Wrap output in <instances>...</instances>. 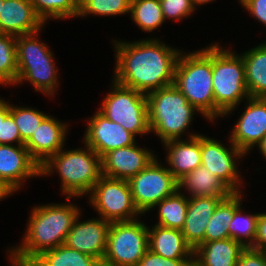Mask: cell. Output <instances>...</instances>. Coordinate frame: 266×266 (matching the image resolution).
Returning a JSON list of instances; mask_svg holds the SVG:
<instances>
[{
  "mask_svg": "<svg viewBox=\"0 0 266 266\" xmlns=\"http://www.w3.org/2000/svg\"><path fill=\"white\" fill-rule=\"evenodd\" d=\"M246 247L231 239L205 242L194 249L198 255L193 266H237L241 253Z\"/></svg>",
  "mask_w": 266,
  "mask_h": 266,
  "instance_id": "cell-23",
  "label": "cell"
},
{
  "mask_svg": "<svg viewBox=\"0 0 266 266\" xmlns=\"http://www.w3.org/2000/svg\"><path fill=\"white\" fill-rule=\"evenodd\" d=\"M237 266H266V252L246 248L241 253Z\"/></svg>",
  "mask_w": 266,
  "mask_h": 266,
  "instance_id": "cell-38",
  "label": "cell"
},
{
  "mask_svg": "<svg viewBox=\"0 0 266 266\" xmlns=\"http://www.w3.org/2000/svg\"><path fill=\"white\" fill-rule=\"evenodd\" d=\"M153 159L152 153L135 144L113 149L101 157L102 175L128 181Z\"/></svg>",
  "mask_w": 266,
  "mask_h": 266,
  "instance_id": "cell-16",
  "label": "cell"
},
{
  "mask_svg": "<svg viewBox=\"0 0 266 266\" xmlns=\"http://www.w3.org/2000/svg\"><path fill=\"white\" fill-rule=\"evenodd\" d=\"M37 33L16 36L17 55V82L23 79L29 80L36 91L40 90L47 94L54 91L56 83V69L44 43L36 40Z\"/></svg>",
  "mask_w": 266,
  "mask_h": 266,
  "instance_id": "cell-7",
  "label": "cell"
},
{
  "mask_svg": "<svg viewBox=\"0 0 266 266\" xmlns=\"http://www.w3.org/2000/svg\"><path fill=\"white\" fill-rule=\"evenodd\" d=\"M258 145L262 154L266 157V135L261 139Z\"/></svg>",
  "mask_w": 266,
  "mask_h": 266,
  "instance_id": "cell-42",
  "label": "cell"
},
{
  "mask_svg": "<svg viewBox=\"0 0 266 266\" xmlns=\"http://www.w3.org/2000/svg\"><path fill=\"white\" fill-rule=\"evenodd\" d=\"M78 214V208L73 205L34 208L24 243L12 252L14 266H28L44 251L64 244Z\"/></svg>",
  "mask_w": 266,
  "mask_h": 266,
  "instance_id": "cell-2",
  "label": "cell"
},
{
  "mask_svg": "<svg viewBox=\"0 0 266 266\" xmlns=\"http://www.w3.org/2000/svg\"><path fill=\"white\" fill-rule=\"evenodd\" d=\"M28 266H101V263L91 255L62 244L44 251Z\"/></svg>",
  "mask_w": 266,
  "mask_h": 266,
  "instance_id": "cell-27",
  "label": "cell"
},
{
  "mask_svg": "<svg viewBox=\"0 0 266 266\" xmlns=\"http://www.w3.org/2000/svg\"><path fill=\"white\" fill-rule=\"evenodd\" d=\"M13 141H16L18 145H25L13 116L9 114L6 118H0V144L8 145Z\"/></svg>",
  "mask_w": 266,
  "mask_h": 266,
  "instance_id": "cell-37",
  "label": "cell"
},
{
  "mask_svg": "<svg viewBox=\"0 0 266 266\" xmlns=\"http://www.w3.org/2000/svg\"><path fill=\"white\" fill-rule=\"evenodd\" d=\"M34 175H40V166L25 145L0 144V183L10 193L20 187L24 178Z\"/></svg>",
  "mask_w": 266,
  "mask_h": 266,
  "instance_id": "cell-12",
  "label": "cell"
},
{
  "mask_svg": "<svg viewBox=\"0 0 266 266\" xmlns=\"http://www.w3.org/2000/svg\"><path fill=\"white\" fill-rule=\"evenodd\" d=\"M92 192V204L102 218L110 223L135 220L132 215L140 214L127 180L102 175Z\"/></svg>",
  "mask_w": 266,
  "mask_h": 266,
  "instance_id": "cell-11",
  "label": "cell"
},
{
  "mask_svg": "<svg viewBox=\"0 0 266 266\" xmlns=\"http://www.w3.org/2000/svg\"><path fill=\"white\" fill-rule=\"evenodd\" d=\"M164 20L166 18L180 19L192 13L195 6L191 0H160Z\"/></svg>",
  "mask_w": 266,
  "mask_h": 266,
  "instance_id": "cell-35",
  "label": "cell"
},
{
  "mask_svg": "<svg viewBox=\"0 0 266 266\" xmlns=\"http://www.w3.org/2000/svg\"><path fill=\"white\" fill-rule=\"evenodd\" d=\"M131 0H82L78 16L86 13L99 15H117L130 13Z\"/></svg>",
  "mask_w": 266,
  "mask_h": 266,
  "instance_id": "cell-34",
  "label": "cell"
},
{
  "mask_svg": "<svg viewBox=\"0 0 266 266\" xmlns=\"http://www.w3.org/2000/svg\"><path fill=\"white\" fill-rule=\"evenodd\" d=\"M255 244L251 247L254 250L266 252V213L259 214Z\"/></svg>",
  "mask_w": 266,
  "mask_h": 266,
  "instance_id": "cell-39",
  "label": "cell"
},
{
  "mask_svg": "<svg viewBox=\"0 0 266 266\" xmlns=\"http://www.w3.org/2000/svg\"><path fill=\"white\" fill-rule=\"evenodd\" d=\"M86 150H60L40 166L41 175L50 173L56 166L62 179V190L69 194L67 199L92 191L102 176L101 157L89 146Z\"/></svg>",
  "mask_w": 266,
  "mask_h": 266,
  "instance_id": "cell-5",
  "label": "cell"
},
{
  "mask_svg": "<svg viewBox=\"0 0 266 266\" xmlns=\"http://www.w3.org/2000/svg\"><path fill=\"white\" fill-rule=\"evenodd\" d=\"M240 206L235 210L232 221L229 224V238L243 244L246 248H251L256 238L257 222L259 214L241 217ZM249 239V242H243L241 237ZM253 241V242H252Z\"/></svg>",
  "mask_w": 266,
  "mask_h": 266,
  "instance_id": "cell-32",
  "label": "cell"
},
{
  "mask_svg": "<svg viewBox=\"0 0 266 266\" xmlns=\"http://www.w3.org/2000/svg\"><path fill=\"white\" fill-rule=\"evenodd\" d=\"M10 114V105L0 100V118H6Z\"/></svg>",
  "mask_w": 266,
  "mask_h": 266,
  "instance_id": "cell-41",
  "label": "cell"
},
{
  "mask_svg": "<svg viewBox=\"0 0 266 266\" xmlns=\"http://www.w3.org/2000/svg\"><path fill=\"white\" fill-rule=\"evenodd\" d=\"M128 183L134 204L141 214L178 190L177 180L155 158Z\"/></svg>",
  "mask_w": 266,
  "mask_h": 266,
  "instance_id": "cell-10",
  "label": "cell"
},
{
  "mask_svg": "<svg viewBox=\"0 0 266 266\" xmlns=\"http://www.w3.org/2000/svg\"><path fill=\"white\" fill-rule=\"evenodd\" d=\"M10 114L19 129L21 140L26 143L37 130V127L48 116L28 108H15L10 105Z\"/></svg>",
  "mask_w": 266,
  "mask_h": 266,
  "instance_id": "cell-33",
  "label": "cell"
},
{
  "mask_svg": "<svg viewBox=\"0 0 266 266\" xmlns=\"http://www.w3.org/2000/svg\"><path fill=\"white\" fill-rule=\"evenodd\" d=\"M117 43L116 83L142 93L173 84L175 66L181 54L177 50L152 39Z\"/></svg>",
  "mask_w": 266,
  "mask_h": 266,
  "instance_id": "cell-1",
  "label": "cell"
},
{
  "mask_svg": "<svg viewBox=\"0 0 266 266\" xmlns=\"http://www.w3.org/2000/svg\"><path fill=\"white\" fill-rule=\"evenodd\" d=\"M248 100L249 105L233 129L230 139L244 154L251 146L259 144L266 135V98L249 97Z\"/></svg>",
  "mask_w": 266,
  "mask_h": 266,
  "instance_id": "cell-15",
  "label": "cell"
},
{
  "mask_svg": "<svg viewBox=\"0 0 266 266\" xmlns=\"http://www.w3.org/2000/svg\"><path fill=\"white\" fill-rule=\"evenodd\" d=\"M239 194L234 192L218 204L206 227L204 243L229 238V224L235 210L240 206Z\"/></svg>",
  "mask_w": 266,
  "mask_h": 266,
  "instance_id": "cell-26",
  "label": "cell"
},
{
  "mask_svg": "<svg viewBox=\"0 0 266 266\" xmlns=\"http://www.w3.org/2000/svg\"><path fill=\"white\" fill-rule=\"evenodd\" d=\"M148 248L169 259H186L194 255L193 248L186 242L181 230L160 225H155L152 231L148 229Z\"/></svg>",
  "mask_w": 266,
  "mask_h": 266,
  "instance_id": "cell-22",
  "label": "cell"
},
{
  "mask_svg": "<svg viewBox=\"0 0 266 266\" xmlns=\"http://www.w3.org/2000/svg\"><path fill=\"white\" fill-rule=\"evenodd\" d=\"M65 130L64 124L47 116L37 127L32 137L25 143L29 154L39 166L62 149Z\"/></svg>",
  "mask_w": 266,
  "mask_h": 266,
  "instance_id": "cell-20",
  "label": "cell"
},
{
  "mask_svg": "<svg viewBox=\"0 0 266 266\" xmlns=\"http://www.w3.org/2000/svg\"><path fill=\"white\" fill-rule=\"evenodd\" d=\"M8 194H10L9 190L0 183V199L4 198Z\"/></svg>",
  "mask_w": 266,
  "mask_h": 266,
  "instance_id": "cell-43",
  "label": "cell"
},
{
  "mask_svg": "<svg viewBox=\"0 0 266 266\" xmlns=\"http://www.w3.org/2000/svg\"><path fill=\"white\" fill-rule=\"evenodd\" d=\"M4 0H0V9H1V5L3 4Z\"/></svg>",
  "mask_w": 266,
  "mask_h": 266,
  "instance_id": "cell-45",
  "label": "cell"
},
{
  "mask_svg": "<svg viewBox=\"0 0 266 266\" xmlns=\"http://www.w3.org/2000/svg\"><path fill=\"white\" fill-rule=\"evenodd\" d=\"M254 17L266 25V0H240Z\"/></svg>",
  "mask_w": 266,
  "mask_h": 266,
  "instance_id": "cell-40",
  "label": "cell"
},
{
  "mask_svg": "<svg viewBox=\"0 0 266 266\" xmlns=\"http://www.w3.org/2000/svg\"><path fill=\"white\" fill-rule=\"evenodd\" d=\"M148 249V228L143 223L112 222L101 266H137Z\"/></svg>",
  "mask_w": 266,
  "mask_h": 266,
  "instance_id": "cell-8",
  "label": "cell"
},
{
  "mask_svg": "<svg viewBox=\"0 0 266 266\" xmlns=\"http://www.w3.org/2000/svg\"><path fill=\"white\" fill-rule=\"evenodd\" d=\"M86 146L91 147L100 157L107 152L135 142L134 135L120 124L112 122L100 111L91 118L85 135Z\"/></svg>",
  "mask_w": 266,
  "mask_h": 266,
  "instance_id": "cell-13",
  "label": "cell"
},
{
  "mask_svg": "<svg viewBox=\"0 0 266 266\" xmlns=\"http://www.w3.org/2000/svg\"><path fill=\"white\" fill-rule=\"evenodd\" d=\"M212 46V84L215 117L225 115L245 97H250L245 83V64L242 56Z\"/></svg>",
  "mask_w": 266,
  "mask_h": 266,
  "instance_id": "cell-6",
  "label": "cell"
},
{
  "mask_svg": "<svg viewBox=\"0 0 266 266\" xmlns=\"http://www.w3.org/2000/svg\"><path fill=\"white\" fill-rule=\"evenodd\" d=\"M159 223L157 225L181 230L185 224L188 199L178 193V190L171 196L160 201Z\"/></svg>",
  "mask_w": 266,
  "mask_h": 266,
  "instance_id": "cell-28",
  "label": "cell"
},
{
  "mask_svg": "<svg viewBox=\"0 0 266 266\" xmlns=\"http://www.w3.org/2000/svg\"><path fill=\"white\" fill-rule=\"evenodd\" d=\"M114 88L104 100L100 112L133 135L150 132L145 93L124 87L115 81Z\"/></svg>",
  "mask_w": 266,
  "mask_h": 266,
  "instance_id": "cell-9",
  "label": "cell"
},
{
  "mask_svg": "<svg viewBox=\"0 0 266 266\" xmlns=\"http://www.w3.org/2000/svg\"><path fill=\"white\" fill-rule=\"evenodd\" d=\"M193 260L164 258L148 249L137 266H193Z\"/></svg>",
  "mask_w": 266,
  "mask_h": 266,
  "instance_id": "cell-36",
  "label": "cell"
},
{
  "mask_svg": "<svg viewBox=\"0 0 266 266\" xmlns=\"http://www.w3.org/2000/svg\"><path fill=\"white\" fill-rule=\"evenodd\" d=\"M242 59L249 96L266 98V43L246 52Z\"/></svg>",
  "mask_w": 266,
  "mask_h": 266,
  "instance_id": "cell-25",
  "label": "cell"
},
{
  "mask_svg": "<svg viewBox=\"0 0 266 266\" xmlns=\"http://www.w3.org/2000/svg\"><path fill=\"white\" fill-rule=\"evenodd\" d=\"M227 197H192L188 199L185 224L181 229L186 242L193 248L204 243L205 231L218 204Z\"/></svg>",
  "mask_w": 266,
  "mask_h": 266,
  "instance_id": "cell-19",
  "label": "cell"
},
{
  "mask_svg": "<svg viewBox=\"0 0 266 266\" xmlns=\"http://www.w3.org/2000/svg\"><path fill=\"white\" fill-rule=\"evenodd\" d=\"M43 21L29 0H4L0 9V33L14 36L37 33Z\"/></svg>",
  "mask_w": 266,
  "mask_h": 266,
  "instance_id": "cell-18",
  "label": "cell"
},
{
  "mask_svg": "<svg viewBox=\"0 0 266 266\" xmlns=\"http://www.w3.org/2000/svg\"><path fill=\"white\" fill-rule=\"evenodd\" d=\"M77 220L78 217L68 232L64 244L93 256L101 263L106 251L110 222L102 219L77 223Z\"/></svg>",
  "mask_w": 266,
  "mask_h": 266,
  "instance_id": "cell-14",
  "label": "cell"
},
{
  "mask_svg": "<svg viewBox=\"0 0 266 266\" xmlns=\"http://www.w3.org/2000/svg\"><path fill=\"white\" fill-rule=\"evenodd\" d=\"M173 85L209 119L215 116L212 84V46L177 59Z\"/></svg>",
  "mask_w": 266,
  "mask_h": 266,
  "instance_id": "cell-3",
  "label": "cell"
},
{
  "mask_svg": "<svg viewBox=\"0 0 266 266\" xmlns=\"http://www.w3.org/2000/svg\"><path fill=\"white\" fill-rule=\"evenodd\" d=\"M164 143L169 149L167 161L172 166L168 170L177 181L201 165V135H191L188 142L173 139Z\"/></svg>",
  "mask_w": 266,
  "mask_h": 266,
  "instance_id": "cell-21",
  "label": "cell"
},
{
  "mask_svg": "<svg viewBox=\"0 0 266 266\" xmlns=\"http://www.w3.org/2000/svg\"><path fill=\"white\" fill-rule=\"evenodd\" d=\"M177 183L178 191L185 185L192 192V197H229L234 193L221 178L212 174L203 165L184 175Z\"/></svg>",
  "mask_w": 266,
  "mask_h": 266,
  "instance_id": "cell-24",
  "label": "cell"
},
{
  "mask_svg": "<svg viewBox=\"0 0 266 266\" xmlns=\"http://www.w3.org/2000/svg\"><path fill=\"white\" fill-rule=\"evenodd\" d=\"M149 130L162 141L177 139L189 126L196 108L172 84L146 94Z\"/></svg>",
  "mask_w": 266,
  "mask_h": 266,
  "instance_id": "cell-4",
  "label": "cell"
},
{
  "mask_svg": "<svg viewBox=\"0 0 266 266\" xmlns=\"http://www.w3.org/2000/svg\"><path fill=\"white\" fill-rule=\"evenodd\" d=\"M131 16L145 31L156 29L164 22L160 0H131Z\"/></svg>",
  "mask_w": 266,
  "mask_h": 266,
  "instance_id": "cell-29",
  "label": "cell"
},
{
  "mask_svg": "<svg viewBox=\"0 0 266 266\" xmlns=\"http://www.w3.org/2000/svg\"><path fill=\"white\" fill-rule=\"evenodd\" d=\"M230 150L229 152L220 142L201 136V165L221 178L233 192H239L237 188L239 178L233 157L244 153L233 144Z\"/></svg>",
  "mask_w": 266,
  "mask_h": 266,
  "instance_id": "cell-17",
  "label": "cell"
},
{
  "mask_svg": "<svg viewBox=\"0 0 266 266\" xmlns=\"http://www.w3.org/2000/svg\"><path fill=\"white\" fill-rule=\"evenodd\" d=\"M38 17L43 21L47 18H67L79 14L82 0H29Z\"/></svg>",
  "mask_w": 266,
  "mask_h": 266,
  "instance_id": "cell-30",
  "label": "cell"
},
{
  "mask_svg": "<svg viewBox=\"0 0 266 266\" xmlns=\"http://www.w3.org/2000/svg\"><path fill=\"white\" fill-rule=\"evenodd\" d=\"M191 1H192L193 6H194L196 4H202V3L210 2L211 0H191Z\"/></svg>",
  "mask_w": 266,
  "mask_h": 266,
  "instance_id": "cell-44",
  "label": "cell"
},
{
  "mask_svg": "<svg viewBox=\"0 0 266 266\" xmlns=\"http://www.w3.org/2000/svg\"><path fill=\"white\" fill-rule=\"evenodd\" d=\"M17 74L16 36L0 33V84L16 83Z\"/></svg>",
  "mask_w": 266,
  "mask_h": 266,
  "instance_id": "cell-31",
  "label": "cell"
}]
</instances>
